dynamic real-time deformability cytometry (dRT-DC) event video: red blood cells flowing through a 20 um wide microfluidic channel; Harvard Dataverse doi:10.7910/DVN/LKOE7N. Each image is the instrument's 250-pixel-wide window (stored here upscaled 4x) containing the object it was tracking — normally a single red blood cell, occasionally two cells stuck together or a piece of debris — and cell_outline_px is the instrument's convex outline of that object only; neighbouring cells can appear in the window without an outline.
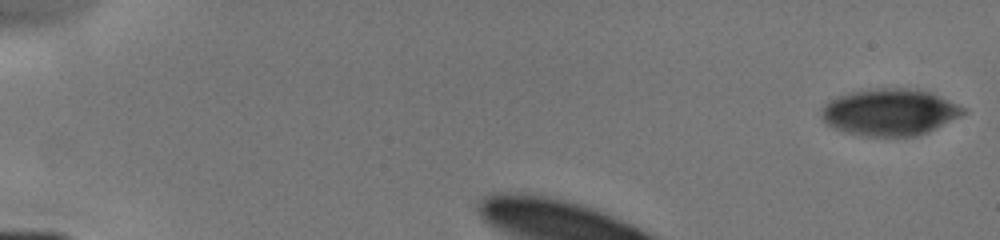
{"species": "human", "species_latin": "Homo sapiens", "temperature_condition": "cold", "stored_images_in_passage": 13, "camera_frame_rate_fps": 3000, "um_per_image_px": 0.085, "donor": {"sex": "male"}, "frame": {"image": 1, "passage_image": 1, "time_ms": 0.0, "image_size_px": [1000, 240], "cell_outline_px": [[968, 112], [928, 132], [916, 136], [864, 136], [844, 132], [832, 128], [820, 116], [820, 108], [828, 100], [836, 96], [848, 92], [880, 88], [916, 88], [932, 92], [968, 108]], "centroid_in_image_um": [75.63, 9.52], "position_along_channel_um": 9.4, "area_um2": 39.25}}
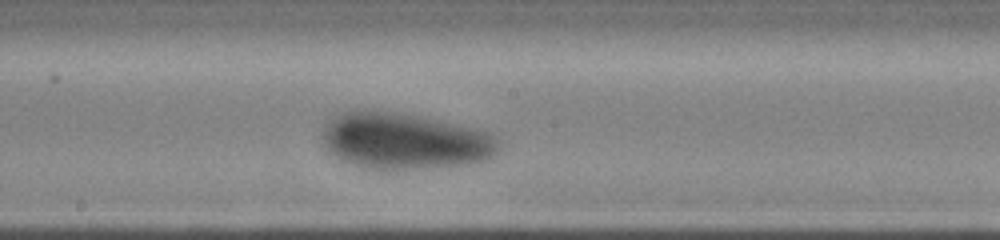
{"frame": {"image": 2, "passage_image": 13, "time_ms": 5.667, "image_size_px": [1000, 240], "cell_outline_px": [[500, 148], [496, 156], [484, 160], [468, 164], [436, 168], [364, 168], [340, 160], [328, 152], [320, 136], [320, 132], [324, 124], [336, 116], [352, 108], [364, 108], [396, 112], [436, 120], [484, 132], [492, 136], [500, 144]], "centroid_in_image_um": [34.29, 11.98], "position_along_channel_um": 213.9, "area_um2": 57.97}}